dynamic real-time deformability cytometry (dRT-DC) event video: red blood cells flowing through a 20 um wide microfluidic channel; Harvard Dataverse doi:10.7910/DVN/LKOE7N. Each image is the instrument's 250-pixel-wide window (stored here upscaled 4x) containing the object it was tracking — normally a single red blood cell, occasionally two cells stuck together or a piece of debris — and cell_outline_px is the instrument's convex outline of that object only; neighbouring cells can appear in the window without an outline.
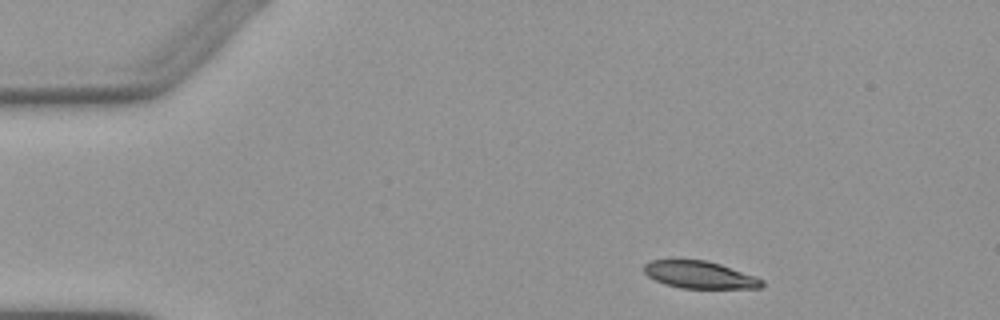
{"species": "Egyptian fruit bat (a non-hibernating species)", "species_latin": "Rousettus aegyptiacus", "temperature_condition": "warm", "stored_images_in_passage": 3, "camera_frame_rate_fps": 3000, "um_per_image_px": 0.085, "animal": {"sex": "female"}, "frame": {"image": 1, "passage_image": 1, "time_ms": 0.0, "image_size_px": [1000, 320], "cell_outline_px": [[764, 284], [760, 288], [680, 288], [664, 284], [648, 276], [644, 272], [644, 264], [648, 260], [676, 256], [708, 260], [756, 276], [764, 280]], "centroid_in_image_um": [59.39, 23.3], "position_along_channel_um": 25.6, "area_um2": 19.65}}